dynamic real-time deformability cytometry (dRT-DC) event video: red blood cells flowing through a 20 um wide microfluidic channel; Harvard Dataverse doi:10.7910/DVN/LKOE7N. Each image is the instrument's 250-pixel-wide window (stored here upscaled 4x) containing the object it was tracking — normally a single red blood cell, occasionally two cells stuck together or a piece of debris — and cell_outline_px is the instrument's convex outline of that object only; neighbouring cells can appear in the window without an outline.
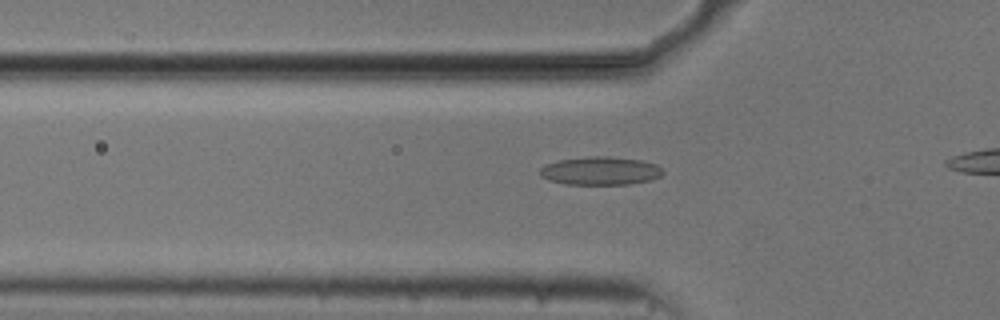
{"species": "common noctule bat (a hibernating species)", "species_latin": "Nyctalus noctula", "temperature_condition": "cold", "stored_images_in_passage": 13, "camera_frame_rate_fps": 3000, "um_per_image_px": 0.085, "animal": {"sex": "male", "body_mass_g": 20.5, "forearm_length_mm": 52.5}, "frame": {"image": 1, "passage_image": 10, "time_ms": 3.0, "image_size_px": [1000, 320], "cell_outline_px": [[664, 172], [660, 176], [652, 180], [628, 184], [564, 184], [548, 180], [540, 176], [540, 168], [548, 164], [560, 160], [592, 156], [608, 156], [640, 160], [656, 164]], "centroid_in_image_um": [51.04, 14.53], "position_along_channel_um": 74.8, "area_um2": 20.11}}